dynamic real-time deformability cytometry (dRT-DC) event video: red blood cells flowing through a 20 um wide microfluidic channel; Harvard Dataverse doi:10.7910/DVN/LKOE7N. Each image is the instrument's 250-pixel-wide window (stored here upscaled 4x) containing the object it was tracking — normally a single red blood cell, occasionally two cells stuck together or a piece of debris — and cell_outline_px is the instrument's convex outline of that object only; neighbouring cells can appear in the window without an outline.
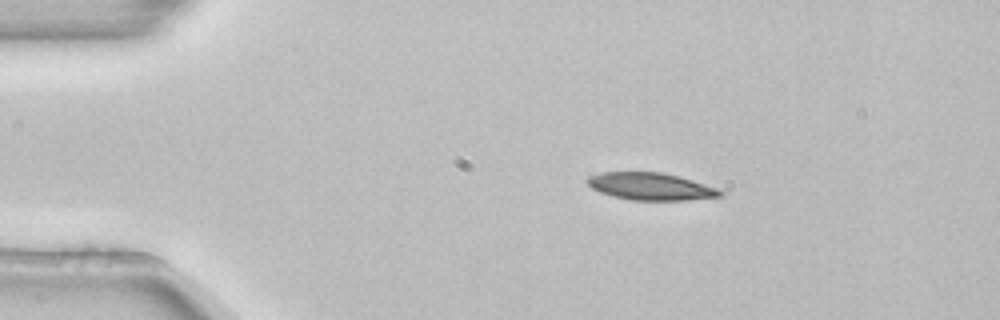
{"species": "common noctule bat (a hibernating species)", "species_latin": "Nyctalus noctula", "temperature_condition": "room temperature", "stored_images_in_passage": 4, "camera_frame_rate_fps": 3000, "um_per_image_px": 0.085, "animal": {"sex": "female", "body_mass_g": 22.7, "forearm_length_mm": 54.2}, "frame": {"image": 1, "passage_image": 2, "time_ms": 0.333, "image_size_px": [1000, 320], "cell_outline_px": [[724, 196], [684, 200], [632, 200], [612, 196], [600, 192], [592, 188], [584, 180], [588, 176], [600, 172], [660, 172], [692, 180], [716, 188], [724, 192]], "centroid_in_image_um": [55.26, 15.85], "position_along_channel_um": 29.7, "area_um2": 21.04}}
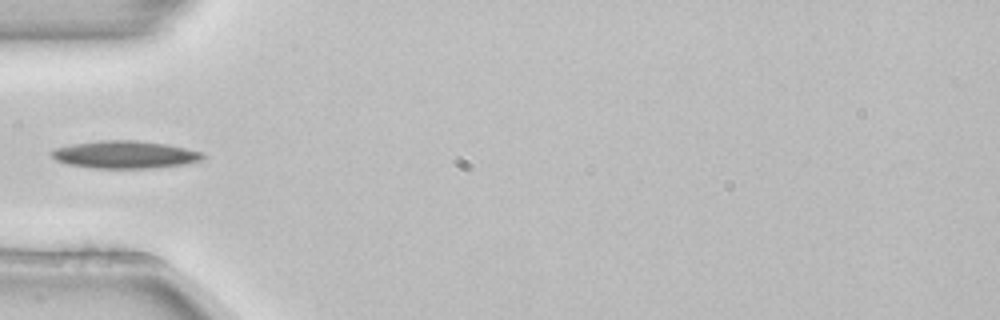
{"frame": {"image": 2, "passage_image": 4, "time_ms": 1.0, "image_size_px": [1000, 320], "cell_outline_px": [[204, 156], [200, 160], [184, 164], [148, 168], [92, 168], [68, 164], [56, 160], [48, 152], [56, 148], [72, 144], [100, 140], [136, 140], [164, 144], [184, 148], [200, 152]], "centroid_in_image_um": [10.54, 13.14], "position_along_channel_um": 74.5, "area_um2": 23.99}}